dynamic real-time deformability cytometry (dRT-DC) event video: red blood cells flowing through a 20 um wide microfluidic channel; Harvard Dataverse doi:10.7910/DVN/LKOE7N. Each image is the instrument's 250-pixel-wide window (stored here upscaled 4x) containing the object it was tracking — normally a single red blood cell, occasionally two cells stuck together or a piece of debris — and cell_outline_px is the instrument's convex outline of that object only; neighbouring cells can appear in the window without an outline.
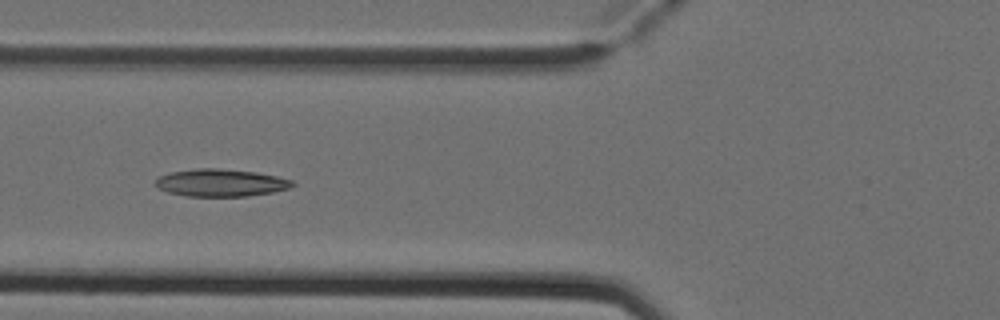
{"species": "Egyptian fruit bat (a non-hibernating species)", "species_latin": "Rousettus aegyptiacus", "temperature_condition": "cold", "stored_images_in_passage": 7, "camera_frame_rate_fps": 3000, "um_per_image_px": 0.085, "animal": {"sex": "female"}, "frame": {"image": 1, "passage_image": 4, "time_ms": 1.0, "image_size_px": [1000, 320], "cell_outline_px": [[296, 184], [288, 188], [272, 192], [248, 196], [184, 196], [168, 192], [160, 188], [156, 184], [156, 180], [160, 176], [172, 172], [196, 168], [220, 168], [256, 172], [276, 176], [292, 180]], "centroid_in_image_um": [18.78, 15.53], "position_along_channel_um": 107.0, "area_um2": 21.73}}
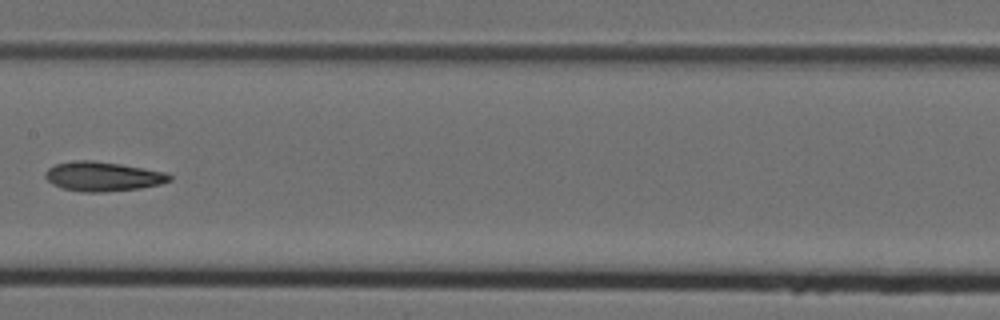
{"frame": {"image": 2, "passage_image": 6, "time_ms": 1.667, "image_size_px": [1000, 320], "cell_outline_px": [[172, 180], [160, 184], [140, 188], [104, 192], [84, 192], [64, 188], [52, 184], [44, 176], [44, 172], [48, 168], [56, 164], [80, 160], [92, 160], [120, 164], [144, 168], [164, 172], [172, 176]], "centroid_in_image_um": [8.74, 15.0], "position_along_channel_um": 198.7, "area_um2": 21.15}}
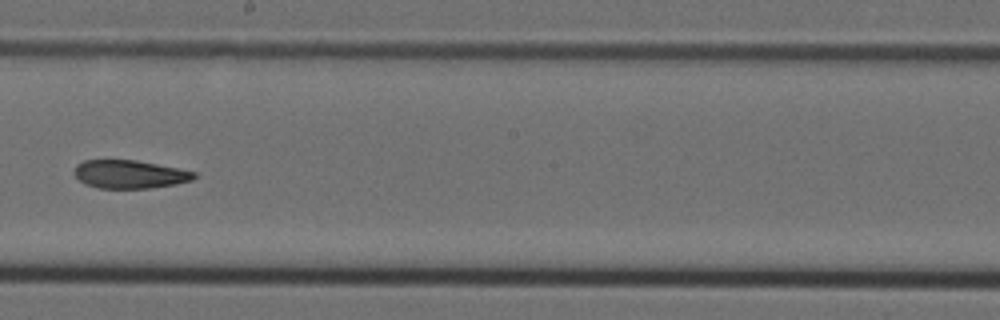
{"frame": {"image": 3, "passage_image": 7, "time_ms": 2.0, "image_size_px": [1000, 320], "cell_outline_px": [[196, 176], [192, 180], [176, 184], [152, 188], [100, 188], [84, 184], [72, 172], [76, 164], [84, 160], [136, 160], [196, 172]], "centroid_in_image_um": [10.99, 14.81], "position_along_channel_um": 237.2, "area_um2": 19.71}}